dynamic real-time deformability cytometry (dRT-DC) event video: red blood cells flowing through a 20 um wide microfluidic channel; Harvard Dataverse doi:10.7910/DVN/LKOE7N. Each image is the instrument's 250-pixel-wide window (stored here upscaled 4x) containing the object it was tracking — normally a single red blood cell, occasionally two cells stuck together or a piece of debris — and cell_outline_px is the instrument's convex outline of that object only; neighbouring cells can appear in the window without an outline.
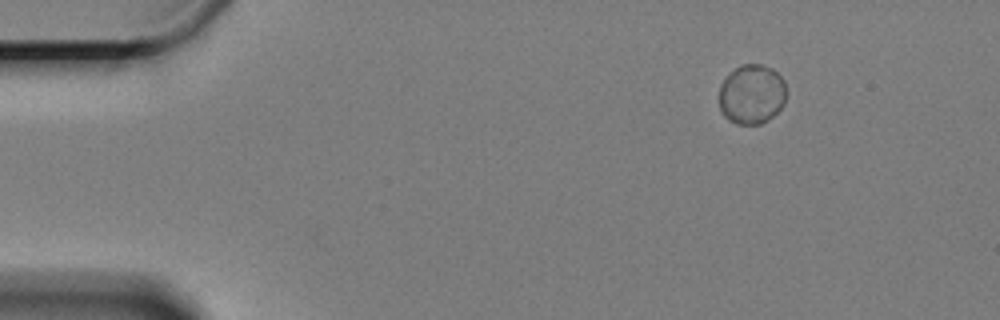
{"species": "Egyptian fruit bat (a non-hibernating species)", "species_latin": "Rousettus aegyptiacus", "temperature_condition": "cold", "stored_images_in_passage": 55, "camera_frame_rate_fps": 3000, "um_per_image_px": 0.085, "animal": {"sex": "female"}, "frame": {"image": 1, "passage_image": 1, "time_ms": 0.0, "image_size_px": [1000, 320], "cell_outline_px": [[784, 104], [768, 120], [760, 124], [736, 124], [728, 120], [724, 116], [720, 108], [720, 84], [724, 76], [740, 64], [760, 64], [772, 68], [784, 80]], "centroid_in_image_um": [63.86, 8.0], "position_along_channel_um": 21.1, "area_um2": 23.41}}
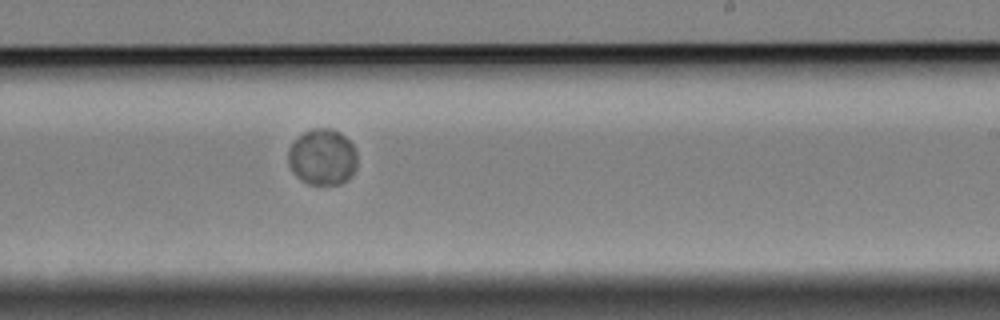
{"frame": {"image": 2, "passage_image": 31, "time_ms": 10.0, "image_size_px": [1000, 320], "cell_outline_px": [[356, 168], [352, 176], [348, 180], [340, 184], [308, 184], [296, 176], [288, 164], [288, 148], [304, 132], [312, 128], [332, 128], [340, 132], [352, 144], [356, 152]], "centroid_in_image_um": [27.41, 13.35], "position_along_channel_um": 261.6, "area_um2": 22.66}}
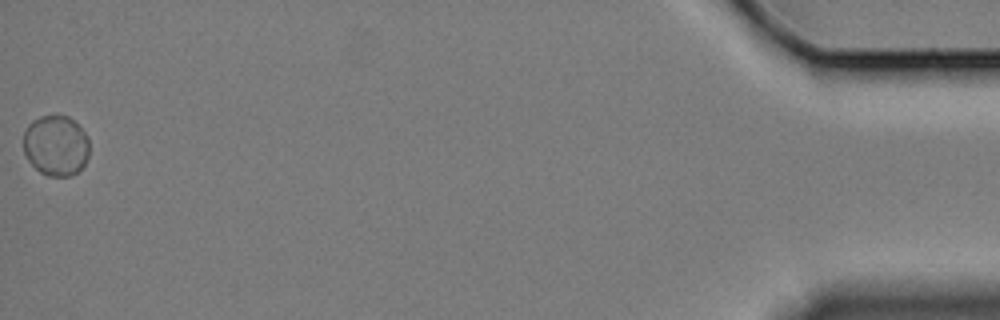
{"frame": {"image": 3, "passage_image": 55, "time_ms": 18.0, "image_size_px": [1000, 320], "cell_outline_px": [[88, 156], [84, 164], [76, 172], [68, 176], [48, 176], [40, 172], [28, 160], [24, 152], [24, 132], [28, 124], [32, 120], [40, 116], [68, 116], [84, 132], [88, 140]], "centroid_in_image_um": [4.73, 12.37], "position_along_channel_um": 430.5, "area_um2": 23.0}}